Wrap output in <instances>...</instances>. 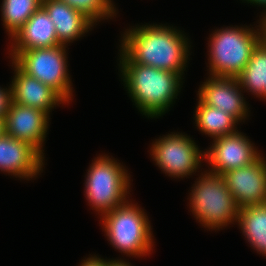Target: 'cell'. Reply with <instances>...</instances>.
Instances as JSON below:
<instances>
[{
  "label": "cell",
  "mask_w": 266,
  "mask_h": 266,
  "mask_svg": "<svg viewBox=\"0 0 266 266\" xmlns=\"http://www.w3.org/2000/svg\"><path fill=\"white\" fill-rule=\"evenodd\" d=\"M42 6V0H2L1 19L10 39Z\"/></svg>",
  "instance_id": "cell-20"
},
{
  "label": "cell",
  "mask_w": 266,
  "mask_h": 266,
  "mask_svg": "<svg viewBox=\"0 0 266 266\" xmlns=\"http://www.w3.org/2000/svg\"><path fill=\"white\" fill-rule=\"evenodd\" d=\"M50 116L38 109L12 102L4 118L5 134L30 143L43 156Z\"/></svg>",
  "instance_id": "cell-12"
},
{
  "label": "cell",
  "mask_w": 266,
  "mask_h": 266,
  "mask_svg": "<svg viewBox=\"0 0 266 266\" xmlns=\"http://www.w3.org/2000/svg\"><path fill=\"white\" fill-rule=\"evenodd\" d=\"M212 145L204 151L208 172L222 175L229 170L250 165L260 156V150L242 132H235L213 139Z\"/></svg>",
  "instance_id": "cell-9"
},
{
  "label": "cell",
  "mask_w": 266,
  "mask_h": 266,
  "mask_svg": "<svg viewBox=\"0 0 266 266\" xmlns=\"http://www.w3.org/2000/svg\"><path fill=\"white\" fill-rule=\"evenodd\" d=\"M118 54L121 80L136 108L148 118L164 115L180 94L184 78L175 72L129 63Z\"/></svg>",
  "instance_id": "cell-2"
},
{
  "label": "cell",
  "mask_w": 266,
  "mask_h": 266,
  "mask_svg": "<svg viewBox=\"0 0 266 266\" xmlns=\"http://www.w3.org/2000/svg\"><path fill=\"white\" fill-rule=\"evenodd\" d=\"M244 92L266 99V42L262 39L253 49L250 60L237 77Z\"/></svg>",
  "instance_id": "cell-19"
},
{
  "label": "cell",
  "mask_w": 266,
  "mask_h": 266,
  "mask_svg": "<svg viewBox=\"0 0 266 266\" xmlns=\"http://www.w3.org/2000/svg\"><path fill=\"white\" fill-rule=\"evenodd\" d=\"M242 92L237 78L209 75L200 85L197 95L204 104L225 111L241 123L250 112Z\"/></svg>",
  "instance_id": "cell-11"
},
{
  "label": "cell",
  "mask_w": 266,
  "mask_h": 266,
  "mask_svg": "<svg viewBox=\"0 0 266 266\" xmlns=\"http://www.w3.org/2000/svg\"><path fill=\"white\" fill-rule=\"evenodd\" d=\"M242 1V0H241ZM244 2L246 1L250 5H258L262 8H264V12H262V15L260 16L261 18L266 15V0H243Z\"/></svg>",
  "instance_id": "cell-25"
},
{
  "label": "cell",
  "mask_w": 266,
  "mask_h": 266,
  "mask_svg": "<svg viewBox=\"0 0 266 266\" xmlns=\"http://www.w3.org/2000/svg\"><path fill=\"white\" fill-rule=\"evenodd\" d=\"M14 76L11 81L13 102L38 108L48 115L52 109L67 102L52 88L23 72L12 60Z\"/></svg>",
  "instance_id": "cell-14"
},
{
  "label": "cell",
  "mask_w": 266,
  "mask_h": 266,
  "mask_svg": "<svg viewBox=\"0 0 266 266\" xmlns=\"http://www.w3.org/2000/svg\"><path fill=\"white\" fill-rule=\"evenodd\" d=\"M121 34L120 54L129 62L178 73L183 77L190 59V40L176 27L136 25Z\"/></svg>",
  "instance_id": "cell-1"
},
{
  "label": "cell",
  "mask_w": 266,
  "mask_h": 266,
  "mask_svg": "<svg viewBox=\"0 0 266 266\" xmlns=\"http://www.w3.org/2000/svg\"><path fill=\"white\" fill-rule=\"evenodd\" d=\"M239 208L266 204V159L263 154L250 165L221 175Z\"/></svg>",
  "instance_id": "cell-10"
},
{
  "label": "cell",
  "mask_w": 266,
  "mask_h": 266,
  "mask_svg": "<svg viewBox=\"0 0 266 266\" xmlns=\"http://www.w3.org/2000/svg\"><path fill=\"white\" fill-rule=\"evenodd\" d=\"M42 7L54 23L57 39L61 45L68 46L97 25L85 14L60 0H42Z\"/></svg>",
  "instance_id": "cell-15"
},
{
  "label": "cell",
  "mask_w": 266,
  "mask_h": 266,
  "mask_svg": "<svg viewBox=\"0 0 266 266\" xmlns=\"http://www.w3.org/2000/svg\"><path fill=\"white\" fill-rule=\"evenodd\" d=\"M130 199L100 217L110 245L129 257H144L153 252L152 226L144 209Z\"/></svg>",
  "instance_id": "cell-4"
},
{
  "label": "cell",
  "mask_w": 266,
  "mask_h": 266,
  "mask_svg": "<svg viewBox=\"0 0 266 266\" xmlns=\"http://www.w3.org/2000/svg\"><path fill=\"white\" fill-rule=\"evenodd\" d=\"M87 171L84 195L100 217L127 201L131 192V176L115 158L99 154Z\"/></svg>",
  "instance_id": "cell-6"
},
{
  "label": "cell",
  "mask_w": 266,
  "mask_h": 266,
  "mask_svg": "<svg viewBox=\"0 0 266 266\" xmlns=\"http://www.w3.org/2000/svg\"><path fill=\"white\" fill-rule=\"evenodd\" d=\"M197 100L194 120L199 131L213 139L238 131L239 122L233 116Z\"/></svg>",
  "instance_id": "cell-18"
},
{
  "label": "cell",
  "mask_w": 266,
  "mask_h": 266,
  "mask_svg": "<svg viewBox=\"0 0 266 266\" xmlns=\"http://www.w3.org/2000/svg\"><path fill=\"white\" fill-rule=\"evenodd\" d=\"M45 156L30 143L4 134L0 137V171L31 180L43 171Z\"/></svg>",
  "instance_id": "cell-13"
},
{
  "label": "cell",
  "mask_w": 266,
  "mask_h": 266,
  "mask_svg": "<svg viewBox=\"0 0 266 266\" xmlns=\"http://www.w3.org/2000/svg\"><path fill=\"white\" fill-rule=\"evenodd\" d=\"M13 102L12 88H2L0 86V118H5L8 110L10 109Z\"/></svg>",
  "instance_id": "cell-22"
},
{
  "label": "cell",
  "mask_w": 266,
  "mask_h": 266,
  "mask_svg": "<svg viewBox=\"0 0 266 266\" xmlns=\"http://www.w3.org/2000/svg\"><path fill=\"white\" fill-rule=\"evenodd\" d=\"M66 48L65 45H57L10 52L9 55L23 72L52 88L68 104L74 95Z\"/></svg>",
  "instance_id": "cell-7"
},
{
  "label": "cell",
  "mask_w": 266,
  "mask_h": 266,
  "mask_svg": "<svg viewBox=\"0 0 266 266\" xmlns=\"http://www.w3.org/2000/svg\"><path fill=\"white\" fill-rule=\"evenodd\" d=\"M259 25L227 26L215 29L208 44L209 75L237 78L250 60L253 49L263 39L261 21Z\"/></svg>",
  "instance_id": "cell-3"
},
{
  "label": "cell",
  "mask_w": 266,
  "mask_h": 266,
  "mask_svg": "<svg viewBox=\"0 0 266 266\" xmlns=\"http://www.w3.org/2000/svg\"><path fill=\"white\" fill-rule=\"evenodd\" d=\"M131 263H128L127 261H124L123 259H108L107 260V266H132Z\"/></svg>",
  "instance_id": "cell-24"
},
{
  "label": "cell",
  "mask_w": 266,
  "mask_h": 266,
  "mask_svg": "<svg viewBox=\"0 0 266 266\" xmlns=\"http://www.w3.org/2000/svg\"><path fill=\"white\" fill-rule=\"evenodd\" d=\"M5 134L4 119L0 118V137Z\"/></svg>",
  "instance_id": "cell-27"
},
{
  "label": "cell",
  "mask_w": 266,
  "mask_h": 266,
  "mask_svg": "<svg viewBox=\"0 0 266 266\" xmlns=\"http://www.w3.org/2000/svg\"><path fill=\"white\" fill-rule=\"evenodd\" d=\"M150 155L163 173L173 178H185L202 167L204 151L187 134L171 132L152 142Z\"/></svg>",
  "instance_id": "cell-8"
},
{
  "label": "cell",
  "mask_w": 266,
  "mask_h": 266,
  "mask_svg": "<svg viewBox=\"0 0 266 266\" xmlns=\"http://www.w3.org/2000/svg\"><path fill=\"white\" fill-rule=\"evenodd\" d=\"M237 223L250 247L266 256V204L240 208Z\"/></svg>",
  "instance_id": "cell-17"
},
{
  "label": "cell",
  "mask_w": 266,
  "mask_h": 266,
  "mask_svg": "<svg viewBox=\"0 0 266 266\" xmlns=\"http://www.w3.org/2000/svg\"><path fill=\"white\" fill-rule=\"evenodd\" d=\"M191 189L189 207L201 226L216 231L237 224L240 208L220 175L205 170Z\"/></svg>",
  "instance_id": "cell-5"
},
{
  "label": "cell",
  "mask_w": 266,
  "mask_h": 266,
  "mask_svg": "<svg viewBox=\"0 0 266 266\" xmlns=\"http://www.w3.org/2000/svg\"><path fill=\"white\" fill-rule=\"evenodd\" d=\"M81 261L79 266H107V260L99 257V255L98 257L97 255H91Z\"/></svg>",
  "instance_id": "cell-23"
},
{
  "label": "cell",
  "mask_w": 266,
  "mask_h": 266,
  "mask_svg": "<svg viewBox=\"0 0 266 266\" xmlns=\"http://www.w3.org/2000/svg\"><path fill=\"white\" fill-rule=\"evenodd\" d=\"M262 29H263V40L266 42V15L260 18Z\"/></svg>",
  "instance_id": "cell-26"
},
{
  "label": "cell",
  "mask_w": 266,
  "mask_h": 266,
  "mask_svg": "<svg viewBox=\"0 0 266 266\" xmlns=\"http://www.w3.org/2000/svg\"><path fill=\"white\" fill-rule=\"evenodd\" d=\"M85 14L95 24L116 16L113 0H60Z\"/></svg>",
  "instance_id": "cell-21"
},
{
  "label": "cell",
  "mask_w": 266,
  "mask_h": 266,
  "mask_svg": "<svg viewBox=\"0 0 266 266\" xmlns=\"http://www.w3.org/2000/svg\"><path fill=\"white\" fill-rule=\"evenodd\" d=\"M10 43L9 52L61 45L57 39L55 25L42 6L10 39Z\"/></svg>",
  "instance_id": "cell-16"
}]
</instances>
